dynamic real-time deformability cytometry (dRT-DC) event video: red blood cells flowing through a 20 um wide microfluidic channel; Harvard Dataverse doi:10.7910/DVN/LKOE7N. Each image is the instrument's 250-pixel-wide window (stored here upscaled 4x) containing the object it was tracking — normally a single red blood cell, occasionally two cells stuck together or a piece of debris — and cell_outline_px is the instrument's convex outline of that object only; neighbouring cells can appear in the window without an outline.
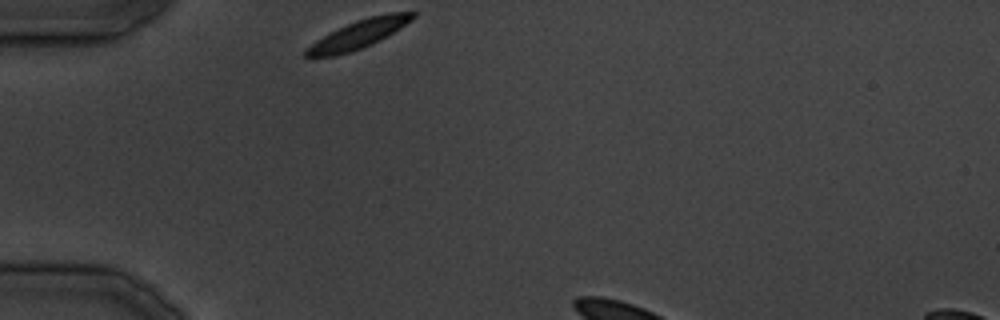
{"species": "common noctule bat (a hibernating species)", "species_latin": "Nyctalus noctula", "temperature_condition": "cold", "stored_images_in_passage": 15, "camera_frame_rate_fps": 3000, "um_per_image_px": 0.085, "animal": {"sex": "male", "body_mass_g": 19.5, "forearm_length_mm": 54.6}, "frame": {"image": 1, "passage_image": 1, "time_ms": 0.0, "image_size_px": [1000, 320], "cell_outline_px": [[416, 16], [412, 20], [400, 28], [372, 44], [336, 56], [312, 60], [304, 56], [304, 52], [316, 40], [356, 20], [388, 12], [416, 12]], "centroid_in_image_um": [30.44, 2.95], "position_along_channel_um": 54.6, "area_um2": 17.51}}
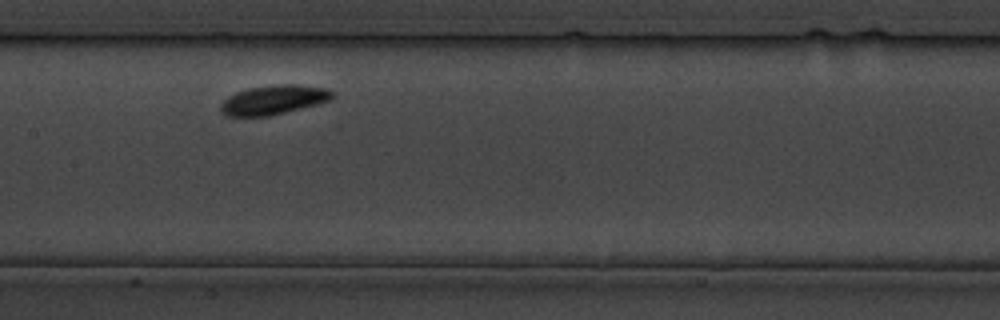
{"frame": {"image": 2, "passage_image": 9, "time_ms": 10.333, "image_size_px": [1000, 320], "cell_outline_px": [[336, 96], [332, 100], [268, 116], [228, 116], [220, 112], [220, 104], [228, 96], [236, 92], [248, 88], [280, 84], [296, 84], [328, 88], [336, 92]], "centroid_in_image_um": [23.29, 8.47], "position_along_channel_um": 184.1, "area_um2": 19.19}}